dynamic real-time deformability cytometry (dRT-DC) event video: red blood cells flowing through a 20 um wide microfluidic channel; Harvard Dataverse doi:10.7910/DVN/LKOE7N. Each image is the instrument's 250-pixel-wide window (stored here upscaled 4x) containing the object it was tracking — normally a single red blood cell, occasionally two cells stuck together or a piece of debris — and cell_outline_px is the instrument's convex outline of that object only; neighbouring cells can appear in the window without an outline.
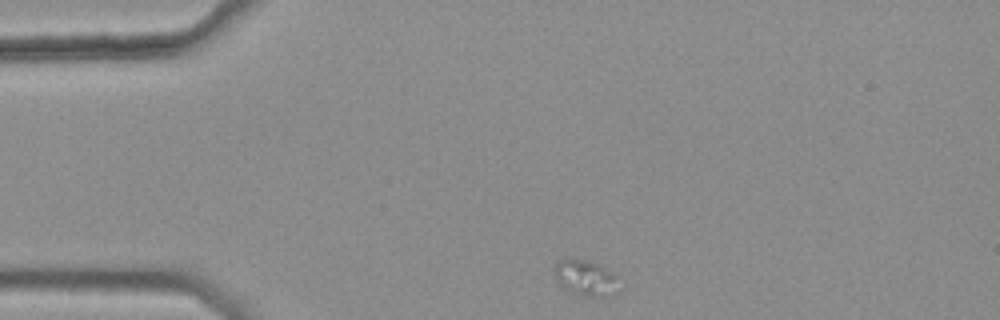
{"species": "common noctule bat (a hibernating species)", "species_latin": "Nyctalus noctula", "temperature_condition": "warm", "stored_images_in_passage": 9, "camera_frame_rate_fps": 3000, "um_per_image_px": 0.085, "animal": {"sex": "female", "body_mass_g": 25.1}, "frame": {"image": 1, "passage_image": 1, "time_ms": 0.0, "image_size_px": [1000, 320], "cell_outline_px": [[616, 276], [600, 296], [584, 296], [564, 288], [556, 284], [552, 272], [552, 268], [556, 260], [588, 260], [596, 264]], "centroid_in_image_um": [49.46, 23.54], "position_along_channel_um": 35.5, "area_um2": 12.14}}